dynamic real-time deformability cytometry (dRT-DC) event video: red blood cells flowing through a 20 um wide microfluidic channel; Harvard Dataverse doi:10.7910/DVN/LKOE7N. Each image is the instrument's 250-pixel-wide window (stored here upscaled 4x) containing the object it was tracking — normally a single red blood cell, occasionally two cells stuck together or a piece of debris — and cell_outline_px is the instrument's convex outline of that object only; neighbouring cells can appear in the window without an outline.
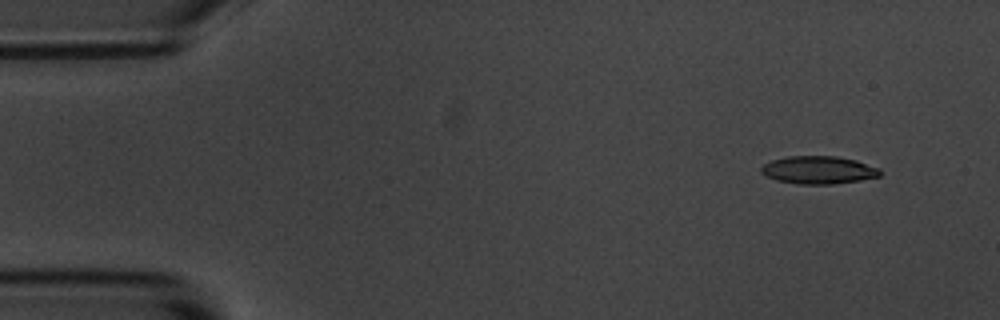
{"species": "common noctule bat (a hibernating species)", "species_latin": "Nyctalus noctula", "temperature_condition": "room temperature", "stored_images_in_passage": 4, "camera_frame_rate_fps": 3000, "um_per_image_px": 0.085, "animal": {"sex": "male", "body_mass_g": 20.1, "forearm_length_mm": 53.5}, "frame": {"image": 1, "passage_image": 1, "time_ms": 0.0, "image_size_px": [1000, 320], "cell_outline_px": [[880, 176], [860, 180], [832, 184], [800, 184], [776, 180], [760, 172], [760, 168], [764, 164], [772, 160], [788, 156], [836, 156], [856, 160], [880, 168]], "centroid_in_image_um": [69.58, 14.44], "position_along_channel_um": 15.4, "area_um2": 19.19}}
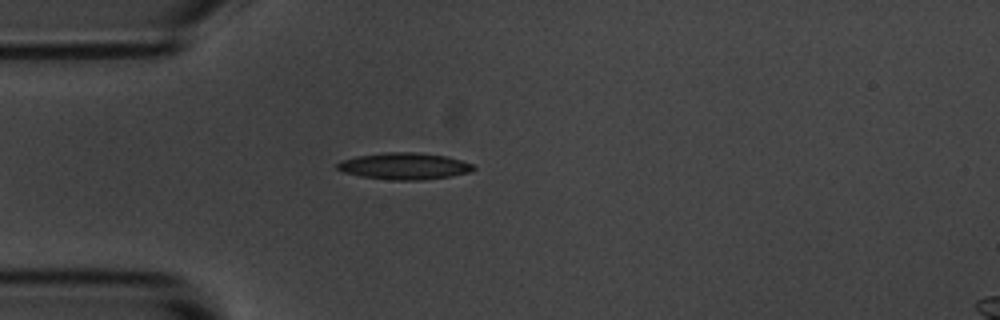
{"frame": {"image": 2, "passage_image": 4, "time_ms": 3.333, "image_size_px": [1000, 320], "cell_outline_px": [[476, 168], [468, 172], [452, 176], [420, 180], [392, 180], [360, 176], [344, 172], [336, 168], [336, 164], [340, 160], [356, 156], [384, 152], [412, 152], [444, 156], [460, 160], [472, 164]], "centroid_in_image_um": [34.32, 14.12], "position_along_channel_um": 50.7, "area_um2": 21.04}}